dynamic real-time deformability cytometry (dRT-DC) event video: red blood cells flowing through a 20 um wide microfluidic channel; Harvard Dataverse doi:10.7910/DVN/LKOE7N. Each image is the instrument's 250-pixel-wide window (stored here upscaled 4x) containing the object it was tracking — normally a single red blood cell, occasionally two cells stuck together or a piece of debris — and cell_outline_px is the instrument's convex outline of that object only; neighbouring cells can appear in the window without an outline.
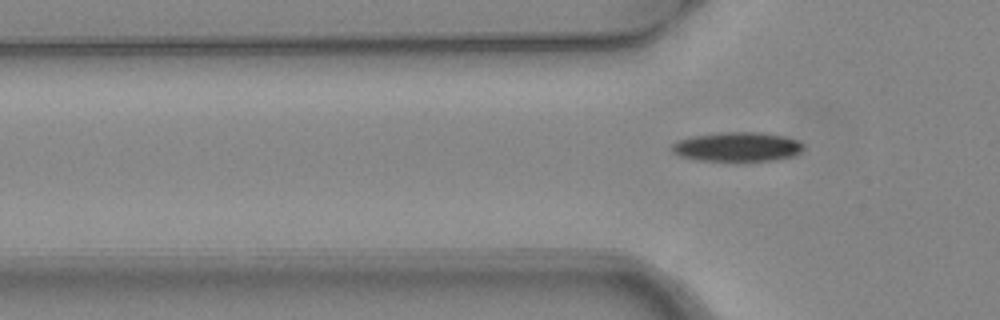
{"species": "common noctule bat (a hibernating species)", "species_latin": "Nyctalus noctula", "temperature_condition": "warm", "stored_images_in_passage": 4, "camera_frame_rate_fps": 3000, "um_per_image_px": 0.085, "animal": {"sex": "female", "body_mass_g": 24.6, "forearm_length_mm": 56.2}, "frame": {"image": 1, "passage_image": 4, "time_ms": 1.0, "image_size_px": [1000, 320], "cell_outline_px": [[804, 148], [800, 152], [792, 156], [776, 160], [696, 160], [680, 156], [672, 152], [668, 148], [676, 140], [692, 136], [720, 132], [760, 132], [784, 136], [796, 140], [804, 144]], "centroid_in_image_um": [62.62, 12.47], "position_along_channel_um": 63.2, "area_um2": 22.54}}